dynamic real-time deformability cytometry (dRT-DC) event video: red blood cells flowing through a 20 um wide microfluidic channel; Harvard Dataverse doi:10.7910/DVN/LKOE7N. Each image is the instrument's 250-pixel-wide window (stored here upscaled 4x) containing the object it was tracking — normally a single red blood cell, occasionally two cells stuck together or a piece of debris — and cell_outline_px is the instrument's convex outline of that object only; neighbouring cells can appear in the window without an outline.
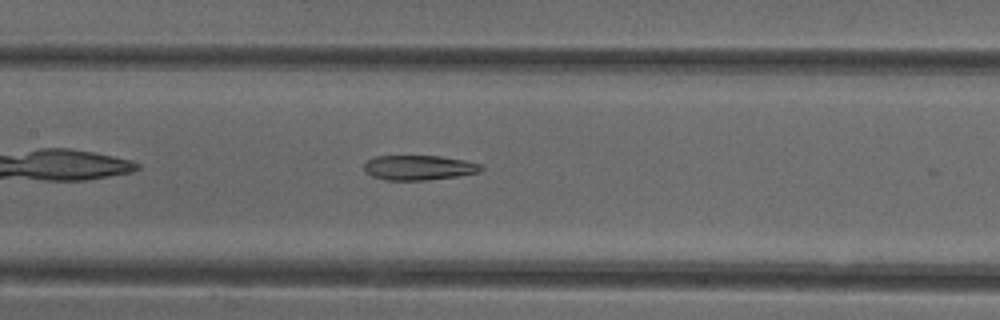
{"species": "common noctule bat (a hibernating species)", "species_latin": "Nyctalus noctula", "temperature_condition": "cold", "stored_images_in_passage": 14, "camera_frame_rate_fps": 3000, "um_per_image_px": 0.085, "animal": {"sex": "female"}, "frame": {"image": 1, "passage_image": 11, "time_ms": 3.333, "image_size_px": [1000, 320], "cell_outline_px": [[484, 168], [480, 172], [456, 176], [424, 180], [384, 180], [372, 176], [364, 168], [364, 164], [368, 160], [376, 156], [440, 156], [464, 160], [480, 164]], "centroid_in_image_um": [35.61, 14.24], "position_along_channel_um": 171.8, "area_um2": 16.76}}